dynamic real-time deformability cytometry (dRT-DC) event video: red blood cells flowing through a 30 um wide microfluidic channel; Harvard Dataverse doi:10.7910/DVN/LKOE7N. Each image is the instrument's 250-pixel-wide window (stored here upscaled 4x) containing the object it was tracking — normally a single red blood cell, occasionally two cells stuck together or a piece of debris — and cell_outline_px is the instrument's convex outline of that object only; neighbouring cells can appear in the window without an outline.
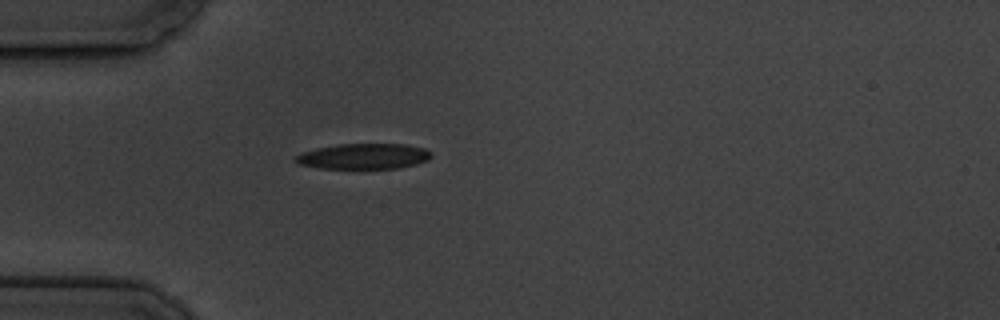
{"species": "common noctule bat (a hibernating species)", "species_latin": "Nyctalus noctula", "temperature_condition": "cold", "stored_images_in_passage": 1, "camera_frame_rate_fps": 3000, "um_per_image_px": 0.085, "animal": {"sex": "male", "body_mass_g": 19.5, "forearm_length_mm": 54.6}, "frame": {"image": 1, "passage_image": 1, "time_ms": 0.0, "image_size_px": [1000, 320], "cell_outline_px": [[432, 156], [428, 160], [416, 164], [396, 168], [364, 172], [320, 168], [300, 164], [292, 160], [292, 156], [300, 152], [316, 148], [336, 144], [408, 144], [424, 148], [432, 152]], "centroid_in_image_um": [30.86, 13.33], "position_along_channel_um": 54.1, "area_um2": 21.5}}